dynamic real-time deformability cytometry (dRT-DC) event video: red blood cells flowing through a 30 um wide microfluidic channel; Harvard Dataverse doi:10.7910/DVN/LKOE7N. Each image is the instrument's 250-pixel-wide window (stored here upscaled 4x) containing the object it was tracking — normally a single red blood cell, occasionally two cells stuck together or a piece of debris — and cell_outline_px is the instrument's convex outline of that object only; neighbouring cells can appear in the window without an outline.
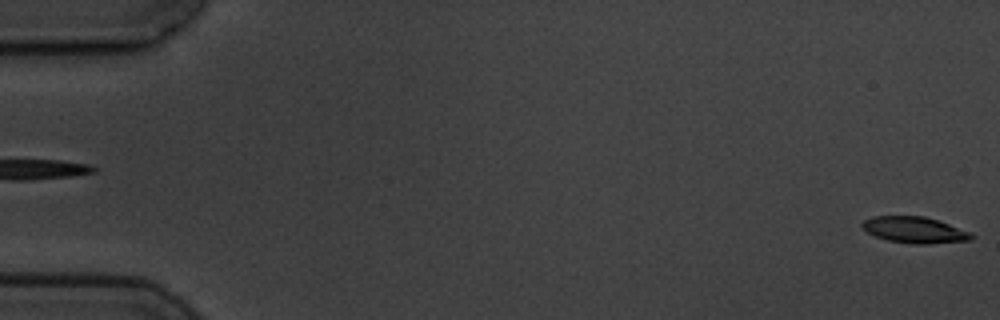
{"species": "common noctule bat (a hibernating species)", "species_latin": "Nyctalus noctula", "temperature_condition": "cold", "stored_images_in_passage": 5, "segment_of_instrument_passage": [2, 2], "camera_frame_rate_fps": 3000, "um_per_image_px": 0.085, "animal": {"sex": "male", "body_mass_g": 19.5, "forearm_length_mm": 54.6}, "frame": {"image": 1, "passage_image": 5, "time_ms": 4.667, "image_size_px": [1000, 320], "cell_outline_px": [[976, 236], [972, 240], [928, 244], [912, 244], [888, 240], [876, 236], [868, 232], [860, 224], [864, 220], [872, 216], [924, 216], [948, 224], [968, 232]], "centroid_in_image_um": [77.73, 19.55], "position_along_channel_um": 7.3, "area_um2": 16.53}}